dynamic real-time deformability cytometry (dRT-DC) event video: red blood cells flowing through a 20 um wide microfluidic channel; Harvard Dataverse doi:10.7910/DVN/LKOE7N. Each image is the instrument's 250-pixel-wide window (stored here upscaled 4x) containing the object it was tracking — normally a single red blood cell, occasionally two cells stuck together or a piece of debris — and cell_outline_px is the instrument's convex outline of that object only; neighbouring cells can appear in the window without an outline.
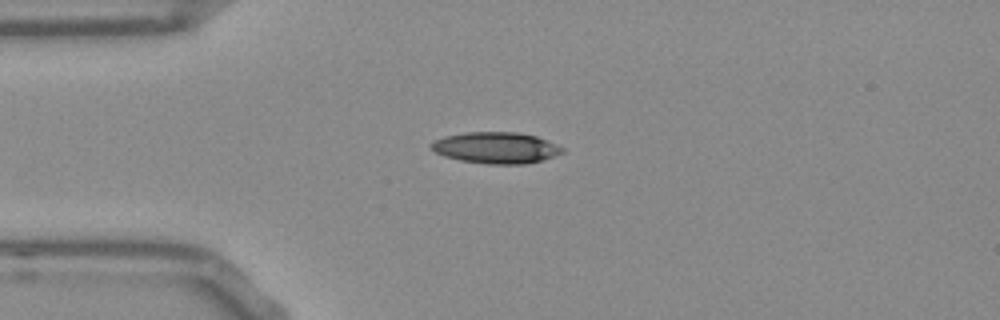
{"species": "Egyptian fruit bat (a non-hibernating species)", "species_latin": "Rousettus aegyptiacus", "temperature_condition": "room temperature", "stored_images_in_passage": 41, "camera_frame_rate_fps": 3000, "um_per_image_px": 0.085, "frame": {"image": 1, "passage_image": 1, "time_ms": 0.0, "image_size_px": [1000, 320], "cell_outline_px": [[564, 152], [540, 160], [524, 164], [488, 164], [460, 160], [444, 156], [428, 148], [428, 144], [436, 140], [448, 136], [464, 132], [520, 132], [536, 136], [564, 148]], "centroid_in_image_um": [42.12, 12.55], "position_along_channel_um": 42.9, "area_um2": 23.76}}
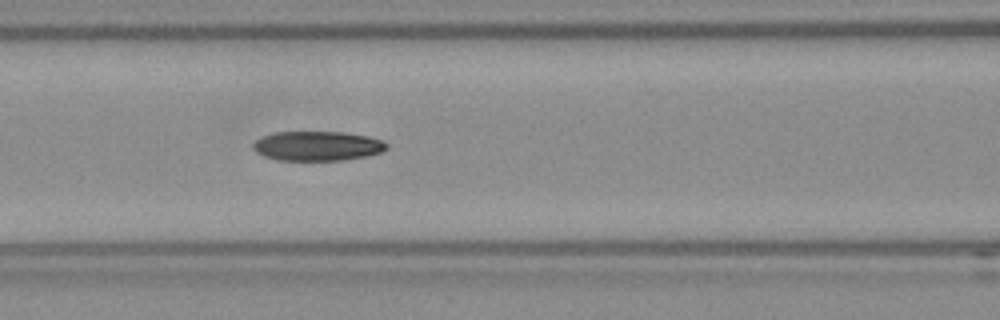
{"frame": {"image": 2, "passage_image": 10, "time_ms": 3.0, "image_size_px": [1000, 320], "cell_outline_px": [[388, 148], [380, 152], [368, 156], [344, 160], [276, 160], [264, 156], [256, 152], [252, 148], [252, 144], [260, 136], [276, 132], [344, 132], [368, 136], [380, 140], [388, 144]], "centroid_in_image_um": [26.95, 12.41], "position_along_channel_um": 139.6, "area_um2": 23.12}}
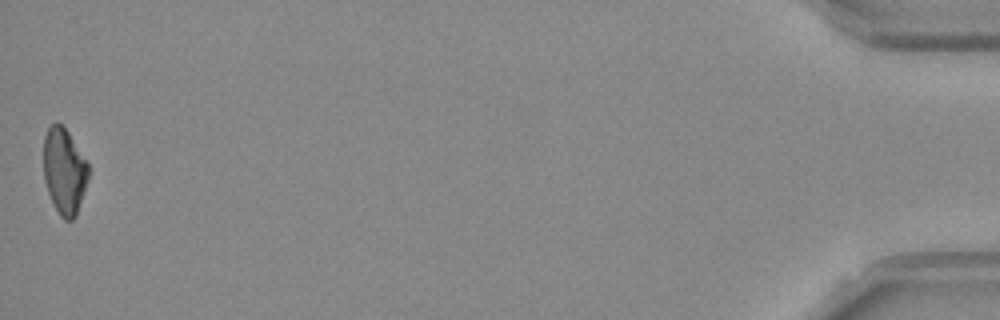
{"frame": {"image": 3, "passage_image": 41, "time_ms": 13.333, "image_size_px": [1000, 320], "cell_outline_px": [[92, 168], [76, 216], [72, 220], [64, 220], [60, 216], [48, 192], [44, 180], [44, 136], [48, 128], [56, 120], [68, 132], [88, 160]], "centroid_in_image_um": [5.5, 14.53], "position_along_channel_um": 429.7, "area_um2": 22.83}, "authors_computed_cell_mechanics": {"area_um2": 23.6402, "velocity_mm_per_s": 3.7954, "shape_relaxation_time_tau1_ms": 5.5181, "shape_relaxation_time_tau2_ms": null, "deformation_change_tau1": 0.1717, "deformation_change_tau2": null}}